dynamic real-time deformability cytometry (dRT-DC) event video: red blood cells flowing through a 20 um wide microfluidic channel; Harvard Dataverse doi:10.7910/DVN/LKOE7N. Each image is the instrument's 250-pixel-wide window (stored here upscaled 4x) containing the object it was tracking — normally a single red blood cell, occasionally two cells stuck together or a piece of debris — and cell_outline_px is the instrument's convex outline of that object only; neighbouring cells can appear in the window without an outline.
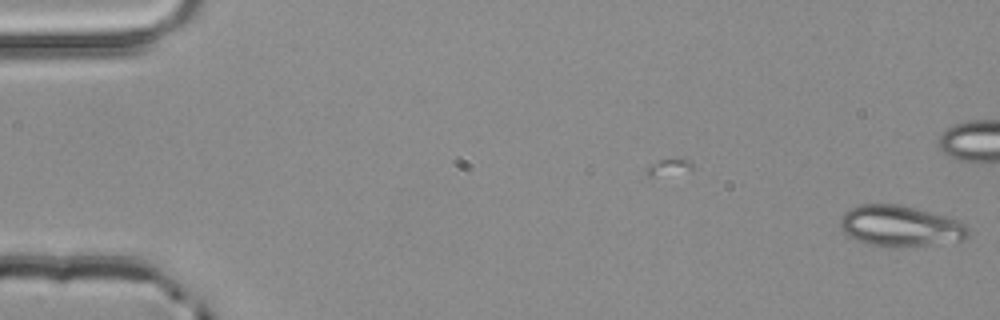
{"species": "common noctule bat (a hibernating species)", "species_latin": "Nyctalus noctula", "temperature_condition": "room temperature", "stored_images_in_passage": 7, "camera_frame_rate_fps": 3000, "um_per_image_px": 0.085, "animal": {"sex": "male", "body_mass_g": 20.4}, "frame": {"image": 1, "passage_image": 2, "time_ms": 0.333, "image_size_px": [1000, 320], "cell_outline_px": [[968, 236], [964, 240], [904, 248], [884, 248], [868, 244], [856, 240], [848, 236], [840, 228], [840, 216], [844, 212], [860, 204], [900, 204], [916, 208], [960, 220], [968, 228]], "centroid_in_image_um": [76.51, 19.23], "position_along_channel_um": 8.5, "area_um2": 31.1}}